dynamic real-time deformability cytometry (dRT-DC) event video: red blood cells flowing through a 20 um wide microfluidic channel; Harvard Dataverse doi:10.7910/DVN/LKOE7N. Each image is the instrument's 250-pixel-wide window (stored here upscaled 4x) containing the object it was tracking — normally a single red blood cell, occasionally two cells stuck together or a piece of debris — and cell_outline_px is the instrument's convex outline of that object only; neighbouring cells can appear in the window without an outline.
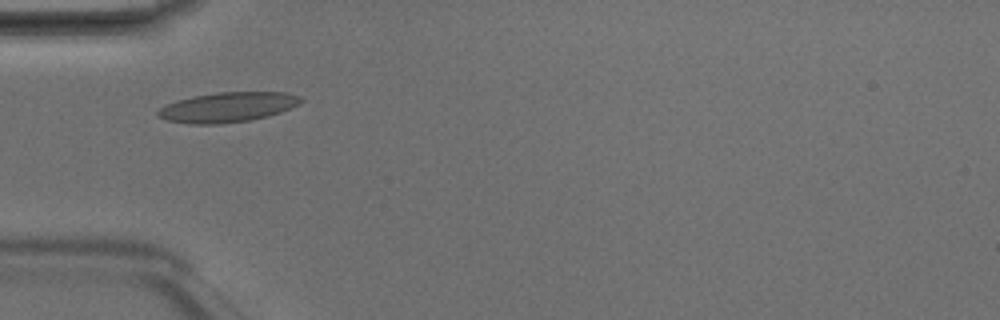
{"species": "Egyptian fruit bat (a non-hibernating species)", "species_latin": "Rousettus aegyptiacus", "temperature_condition": "room temperature", "stored_images_in_passage": 3, "camera_frame_rate_fps": 3000, "um_per_image_px": 0.085, "animal": {"sex": "male"}, "frame": {"image": 1, "passage_image": 3, "time_ms": 0.667, "image_size_px": [1000, 320], "cell_outline_px": [[304, 100], [300, 104], [280, 112], [268, 116], [248, 120], [220, 124], [188, 124], [164, 120], [156, 112], [164, 104], [176, 100], [192, 96], [216, 92], [284, 92], [300, 96]], "centroid_in_image_um": [19.32, 9.11], "position_along_channel_um": 65.7, "area_um2": 25.09}}